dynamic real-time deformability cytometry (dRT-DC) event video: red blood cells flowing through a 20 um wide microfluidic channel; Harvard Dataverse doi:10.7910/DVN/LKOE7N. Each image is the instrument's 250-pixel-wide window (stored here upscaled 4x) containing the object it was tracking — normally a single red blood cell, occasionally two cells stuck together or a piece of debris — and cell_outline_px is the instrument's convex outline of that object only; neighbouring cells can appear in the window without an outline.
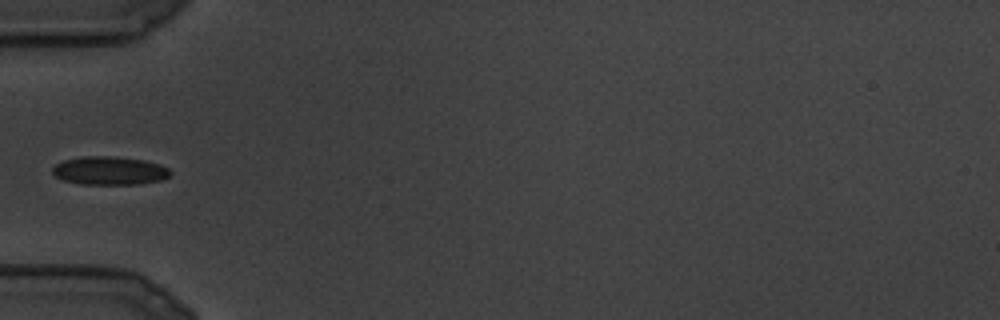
{"species": "common noctule bat (a hibernating species)", "species_latin": "Nyctalus noctula", "temperature_condition": "cold", "stored_images_in_passage": 70, "camera_frame_rate_fps": 3000, "um_per_image_px": 0.085, "animal": {"sex": "male", "body_mass_g": 19.5, "forearm_length_mm": 54.6}, "frame": {"image": 1, "passage_image": 1, "time_ms": 0.0, "image_size_px": [1000, 320], "cell_outline_px": [[172, 172], [168, 176], [160, 180], [140, 184], [80, 184], [64, 180], [56, 176], [52, 172], [52, 168], [56, 164], [64, 160], [84, 156], [112, 156], [144, 160], [160, 164], [168, 168]], "centroid_in_image_um": [9.31, 14.5], "position_along_channel_um": 75.7, "area_um2": 19.42}}
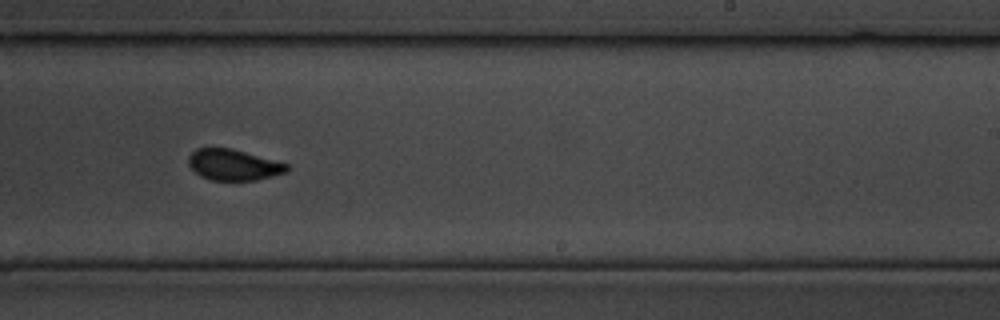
{"frame": {"image": 2, "passage_image": 31, "time_ms": 10.0, "image_size_px": [1000, 320], "cell_outline_px": [[288, 172], [256, 180], [212, 180], [200, 176], [188, 164], [188, 156], [196, 148], [232, 148], [288, 164]], "centroid_in_image_um": [19.84, 14.01], "position_along_channel_um": 269.2, "area_um2": 17.69}}
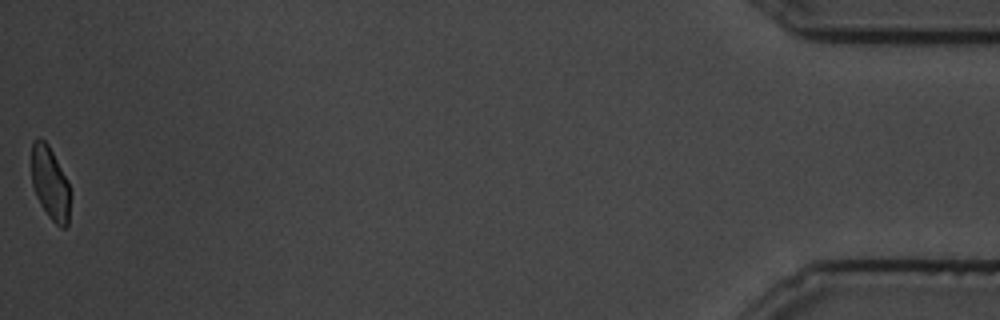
{"frame": {"image": 3, "passage_image": 70, "time_ms": 23.0, "image_size_px": [1000, 320], "cell_outline_px": [[72, 196], [68, 224], [64, 228], [60, 228], [48, 216], [40, 204], [36, 196], [32, 184], [32, 140], [40, 136], [48, 144], [68, 180], [72, 192]], "centroid_in_image_um": [4.3, 15.6], "position_along_channel_um": 430.9, "area_um2": 16.99}}